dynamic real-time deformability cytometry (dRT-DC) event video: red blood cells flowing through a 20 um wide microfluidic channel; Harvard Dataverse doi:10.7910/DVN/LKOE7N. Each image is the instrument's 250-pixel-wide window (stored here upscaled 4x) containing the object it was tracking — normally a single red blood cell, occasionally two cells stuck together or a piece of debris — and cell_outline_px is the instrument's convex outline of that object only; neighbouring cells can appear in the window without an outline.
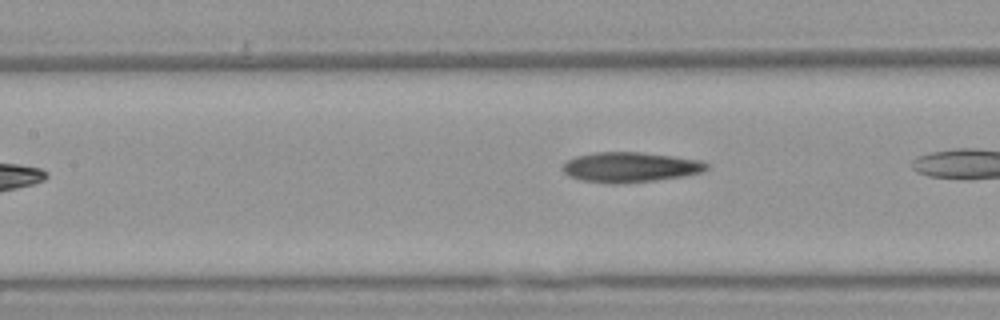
{"species": "Egyptian fruit bat (a non-hibernating species)", "species_latin": "Rousettus aegyptiacus", "temperature_condition": "warm", "stored_images_in_passage": 9, "camera_frame_rate_fps": 3000, "um_per_image_px": 0.085, "animal": {"sex": "female"}, "frame": {"image": 1, "passage_image": 8, "time_ms": 2.333, "image_size_px": [1000, 320], "cell_outline_px": [[708, 168], [704, 172], [684, 176], [656, 180], [616, 184], [608, 184], [580, 180], [568, 176], [560, 168], [568, 160], [576, 156], [596, 152], [640, 152], [672, 156], [700, 160], [708, 164]], "centroid_in_image_um": [53.55, 14.22], "position_along_channel_um": 153.9, "area_um2": 25.37}}